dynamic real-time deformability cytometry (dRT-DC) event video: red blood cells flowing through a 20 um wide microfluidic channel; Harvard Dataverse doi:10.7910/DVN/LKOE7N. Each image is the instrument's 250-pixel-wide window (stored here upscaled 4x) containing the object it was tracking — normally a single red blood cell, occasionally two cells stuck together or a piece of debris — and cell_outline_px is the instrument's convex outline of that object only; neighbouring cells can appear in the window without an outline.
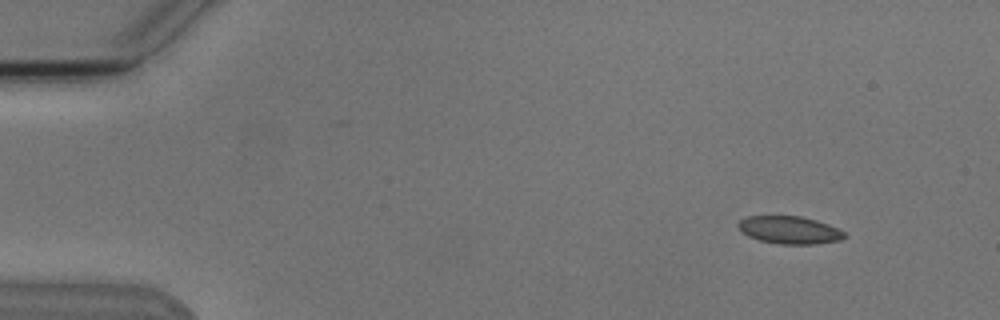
{"species": "Egyptian fruit bat (a non-hibernating species)", "species_latin": "Rousettus aegyptiacus", "temperature_condition": "cold", "stored_images_in_passage": 4, "camera_frame_rate_fps": 3000, "um_per_image_px": 0.085, "animal": {"sex": "male"}, "frame": {"image": 1, "passage_image": 1, "time_ms": 0.0, "image_size_px": [1000, 320], "cell_outline_px": [[844, 236], [840, 240], [812, 244], [780, 244], [760, 240], [748, 236], [736, 224], [740, 220], [748, 216], [800, 216], [816, 220], [828, 224], [844, 232]], "centroid_in_image_um": [67.09, 19.54], "position_along_channel_um": 17.9, "area_um2": 16.82}}